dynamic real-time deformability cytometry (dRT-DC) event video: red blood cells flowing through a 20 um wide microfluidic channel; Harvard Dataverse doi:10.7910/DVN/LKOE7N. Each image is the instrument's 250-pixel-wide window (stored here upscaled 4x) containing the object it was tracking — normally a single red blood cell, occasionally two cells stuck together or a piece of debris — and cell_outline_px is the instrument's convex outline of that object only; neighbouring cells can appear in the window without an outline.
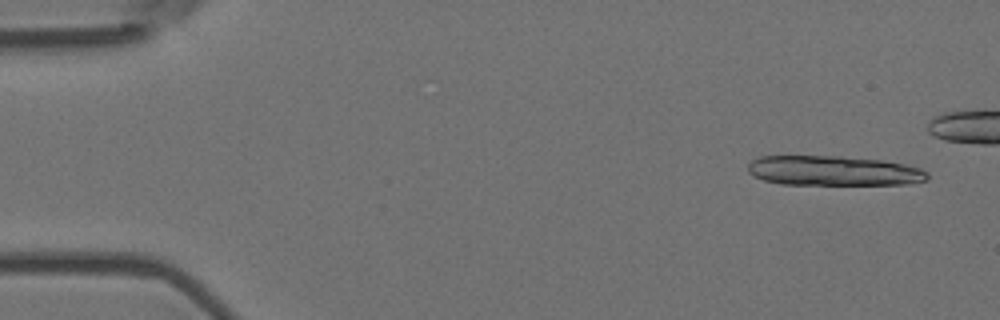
{"species": "Egyptian fruit bat (a non-hibernating species)", "species_latin": "Rousettus aegyptiacus", "temperature_condition": "room temperature", "stored_images_in_passage": 7, "segment_of_instrument_passage": [1, 2], "camera_frame_rate_fps": 3000, "um_per_image_px": 0.085, "animal": {"sex": "female"}, "frame": {"image": 1, "passage_image": 1, "time_ms": 0.0, "image_size_px": [1000, 320], "cell_outline_px": [[928, 180], [908, 184], [780, 184], [764, 180], [752, 176], [748, 172], [748, 164], [752, 160], [760, 156], [840, 156], [880, 160], [904, 164], [920, 168], [928, 172]], "centroid_in_image_um": [70.83, 14.51], "position_along_channel_um": 14.2, "area_um2": 31.21}}